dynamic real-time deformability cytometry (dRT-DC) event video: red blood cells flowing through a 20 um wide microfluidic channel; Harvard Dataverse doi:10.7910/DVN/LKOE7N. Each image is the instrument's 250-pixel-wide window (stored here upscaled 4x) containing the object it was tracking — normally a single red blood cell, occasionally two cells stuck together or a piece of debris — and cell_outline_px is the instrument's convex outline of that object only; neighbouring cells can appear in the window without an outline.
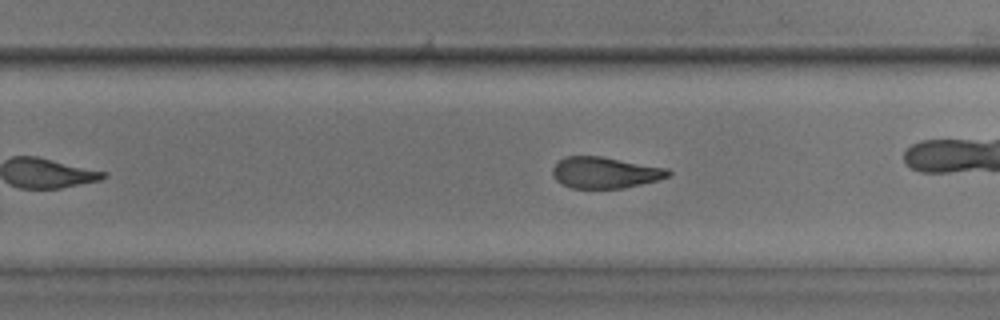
{"species": "common noctule bat (a hibernating species)", "species_latin": "Nyctalus noctula", "temperature_condition": "room temperature", "stored_images_in_passage": 39, "camera_frame_rate_fps": 3000, "um_per_image_px": 0.085, "animal": {"sex": "male", "body_mass_g": 17.9, "forearm_length_mm": 54.2}, "frame": {"image": 1, "passage_image": 23, "time_ms": 7.333, "image_size_px": [1000, 320], "cell_outline_px": [[672, 172], [668, 176], [656, 180], [640, 184], [620, 188], [572, 188], [556, 180], [552, 172], [552, 168], [564, 156], [600, 156], [668, 168]], "centroid_in_image_um": [51.42, 14.66], "position_along_channel_um": 278.4, "area_um2": 20.81}, "authors_computed_cell_mechanics": {"area_um2": 22.1952, "velocity_mm_per_s": 4.0937, "shape_relaxation_time_tau1_ms": 8.6677, "shape_relaxation_time_tau2_ms": 2.3848, "deformation_change_tau1": 0.2218, "deformation_change_tau2": 0.0916}}